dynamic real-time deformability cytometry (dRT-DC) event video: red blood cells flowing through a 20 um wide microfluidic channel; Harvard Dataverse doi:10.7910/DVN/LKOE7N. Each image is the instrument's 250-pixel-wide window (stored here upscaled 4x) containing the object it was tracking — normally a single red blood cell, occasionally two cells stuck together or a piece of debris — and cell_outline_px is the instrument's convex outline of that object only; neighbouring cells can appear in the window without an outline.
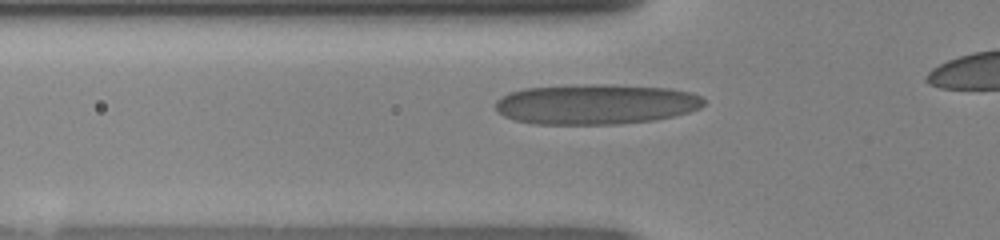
{"species": "human", "species_latin": "Homo sapiens", "temperature_condition": "room temperature", "stored_images_in_passage": 34, "camera_frame_rate_fps": 3000, "um_per_image_px": 0.085, "donor": {"sex": "female"}, "frame": {"image": 1, "passage_image": 8, "time_ms": 2.333, "image_size_px": [1000, 240], "cell_outline_px": [[704, 104], [700, 108], [688, 112], [672, 116], [652, 120], [620, 124], [532, 124], [516, 120], [504, 116], [496, 112], [496, 100], [508, 92], [524, 88], [584, 84], [612, 84], [668, 88], [692, 92], [700, 96], [704, 100]], "centroid_in_image_um": [50.61, 8.85], "position_along_channel_um": 75.2, "area_um2": 49.13}}
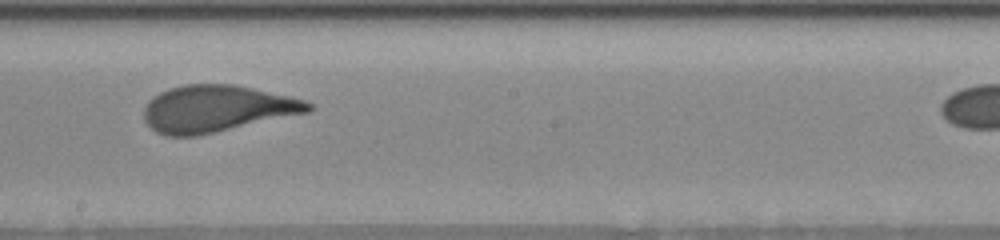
{"frame": {"image": 2, "passage_image": 19, "time_ms": 6.0, "image_size_px": [1000, 240], "cell_outline_px": [[316, 108], [308, 112], [216, 132], [196, 136], [168, 136], [156, 132], [144, 120], [144, 108], [148, 100], [152, 96], [168, 88], [184, 84], [232, 84], [252, 88], [288, 96], [304, 100], [312, 104]], "centroid_in_image_um": [18.39, 9.23], "position_along_channel_um": 229.8, "area_um2": 44.68}}
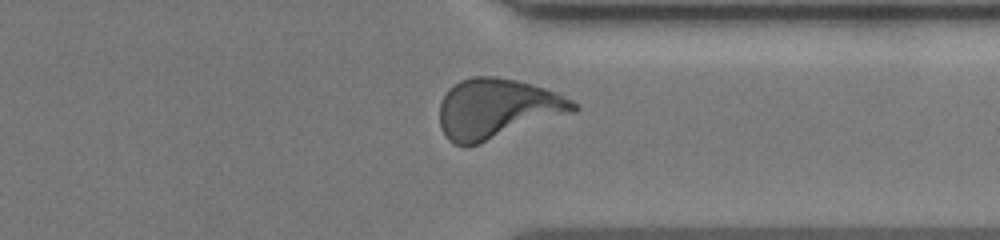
{"frame": {"image": 3, "passage_image": 29, "time_ms": 9.333, "image_size_px": [1000, 240], "cell_outline_px": [[580, 108], [576, 112], [480, 144], [452, 144], [444, 136], [440, 128], [440, 104], [448, 88], [460, 80], [472, 76], [496, 76], [516, 80], [532, 84], [556, 92], [580, 104]], "centroid_in_image_um": [42.29, 9.24], "position_along_channel_um": 369.1, "area_um2": 47.22}}